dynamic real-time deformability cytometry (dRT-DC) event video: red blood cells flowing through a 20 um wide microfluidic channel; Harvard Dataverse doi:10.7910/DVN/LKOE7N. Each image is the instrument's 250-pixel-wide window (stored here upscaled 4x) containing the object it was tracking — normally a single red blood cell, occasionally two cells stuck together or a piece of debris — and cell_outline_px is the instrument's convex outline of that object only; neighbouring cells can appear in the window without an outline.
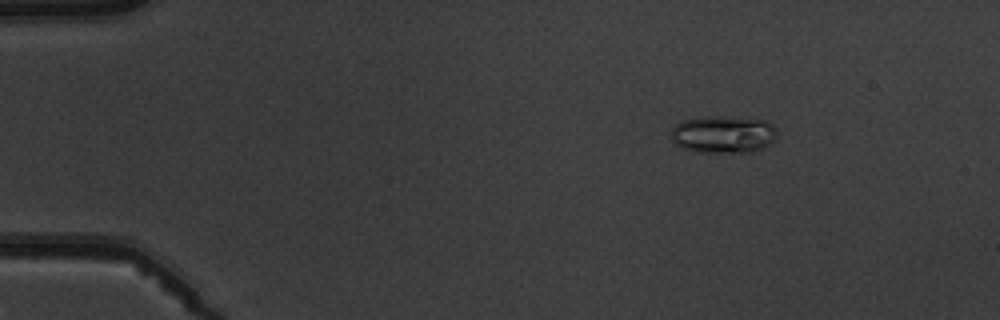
{"species": "common noctule bat (a hibernating species)", "species_latin": "Nyctalus noctula", "temperature_condition": "warm", "stored_images_in_passage": 5, "camera_frame_rate_fps": 3000, "um_per_image_px": 0.085, "animal": {"sex": "male", "body_mass_g": 19.5, "forearm_length_mm": 54.6}, "frame": {"image": 1, "passage_image": 3, "time_ms": 2.333, "image_size_px": [1000, 320], "cell_outline_px": [[776, 136], [764, 148], [752, 152], [696, 152], [684, 148], [676, 144], [672, 140], [672, 128], [680, 120], [708, 116], [724, 116], [768, 120], [772, 124], [776, 132]], "centroid_in_image_um": [61.47, 11.41], "position_along_channel_um": 23.5, "area_um2": 23.18}}